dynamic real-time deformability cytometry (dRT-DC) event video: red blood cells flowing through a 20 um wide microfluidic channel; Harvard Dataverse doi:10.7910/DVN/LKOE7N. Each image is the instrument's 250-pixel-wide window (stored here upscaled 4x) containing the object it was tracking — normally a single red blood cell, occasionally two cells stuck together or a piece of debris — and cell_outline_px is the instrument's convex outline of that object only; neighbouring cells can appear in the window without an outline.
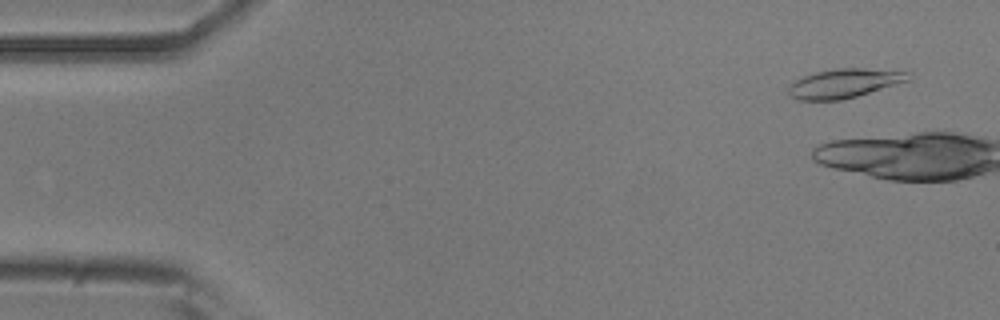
{"species": "common noctule bat (a hibernating species)", "species_latin": "Nyctalus noctula", "temperature_condition": "room temperature", "stored_images_in_passage": 5, "camera_frame_rate_fps": 3000, "um_per_image_px": 0.085, "animal": {"sex": "male", "body_mass_g": 20.5, "forearm_length_mm": 52.5}, "frame": {"image": 1, "passage_image": 3, "time_ms": 0.667, "image_size_px": [1000, 320], "cell_outline_px": [[908, 80], [856, 96], [840, 100], [796, 100], [788, 92], [788, 88], [796, 80], [804, 76], [816, 72], [840, 68], [864, 68], [908, 72]], "centroid_in_image_um": [71.71, 7.08], "position_along_channel_um": 13.3, "area_um2": 19.77}}